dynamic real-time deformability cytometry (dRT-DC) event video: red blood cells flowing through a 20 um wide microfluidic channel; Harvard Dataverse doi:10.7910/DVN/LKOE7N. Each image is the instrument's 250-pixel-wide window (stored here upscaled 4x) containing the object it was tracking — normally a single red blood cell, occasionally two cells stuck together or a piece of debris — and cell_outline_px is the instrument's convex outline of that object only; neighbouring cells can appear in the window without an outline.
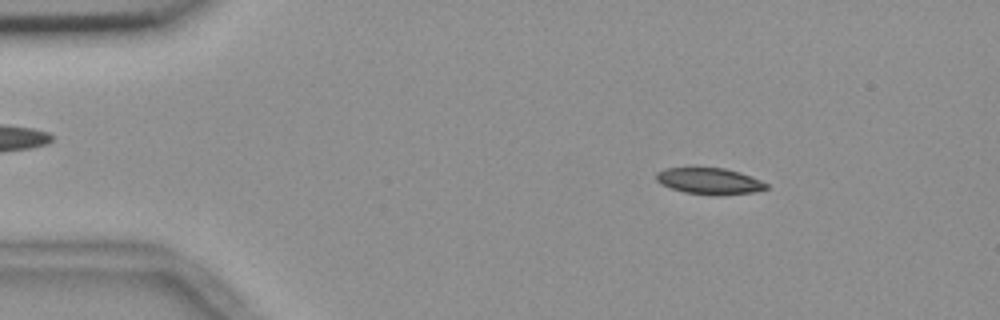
{"species": "common noctule bat (a hibernating species)", "species_latin": "Nyctalus noctula", "temperature_condition": "room temperature", "stored_images_in_passage": 55, "camera_frame_rate_fps": 3000, "um_per_image_px": 0.085, "animal": {"sex": "female", "body_mass_g": 18.4}, "frame": {"image": 1, "passage_image": 8, "time_ms": 2.333, "image_size_px": [1000, 320], "cell_outline_px": [[768, 188], [756, 192], [716, 196], [684, 192], [660, 184], [656, 180], [656, 172], [664, 168], [724, 168], [740, 172], [760, 180], [768, 184]], "centroid_in_image_um": [60.3, 15.4], "position_along_channel_um": 24.7, "area_um2": 16.99}}
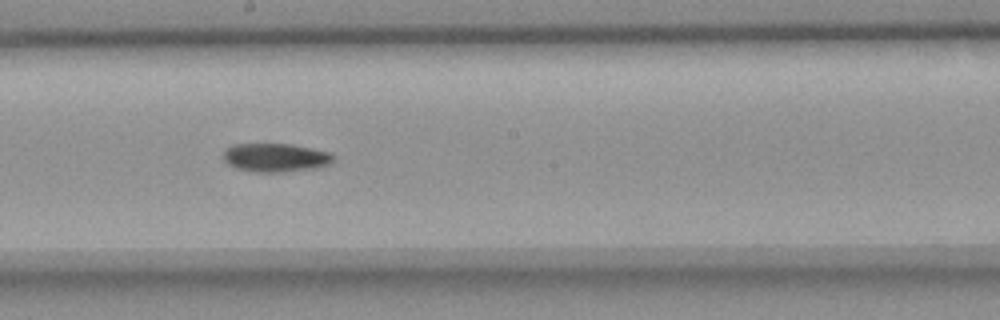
{"frame": {"image": 2, "passage_image": 30, "time_ms": 9.667, "image_size_px": [1000, 320], "cell_outline_px": [[336, 156], [328, 164], [316, 168], [284, 172], [256, 172], [236, 168], [228, 164], [224, 160], [224, 152], [232, 144], [292, 144], [332, 152]], "centroid_in_image_um": [23.45, 13.39], "position_along_channel_um": 224.7, "area_um2": 18.38}}
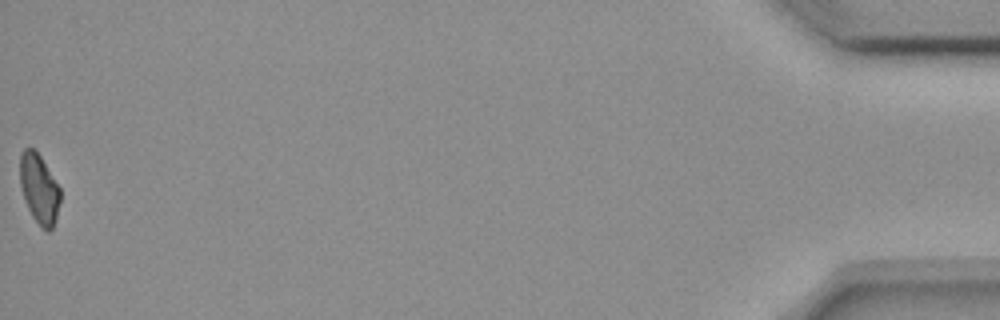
{"frame": {"image": 3, "passage_image": 55, "time_ms": 18.0, "image_size_px": [1000, 320], "cell_outline_px": [[60, 200], [56, 220], [52, 228], [48, 232], [32, 216], [28, 208], [20, 184], [20, 152], [24, 148], [32, 148], [40, 156], [60, 188]], "centroid_in_image_um": [3.33, 16.03], "position_along_channel_um": 431.9, "area_um2": 16.01}, "authors_computed_cell_mechanics": {"area_um2": 17.5712, "velocity_mm_per_s": 3.6801, "shape_relaxation_time_tau1_ms": 4.521, "shape_relaxation_time_tau2_ms": null, "deformation_change_tau1": 0.1108, "deformation_change_tau2": null}}